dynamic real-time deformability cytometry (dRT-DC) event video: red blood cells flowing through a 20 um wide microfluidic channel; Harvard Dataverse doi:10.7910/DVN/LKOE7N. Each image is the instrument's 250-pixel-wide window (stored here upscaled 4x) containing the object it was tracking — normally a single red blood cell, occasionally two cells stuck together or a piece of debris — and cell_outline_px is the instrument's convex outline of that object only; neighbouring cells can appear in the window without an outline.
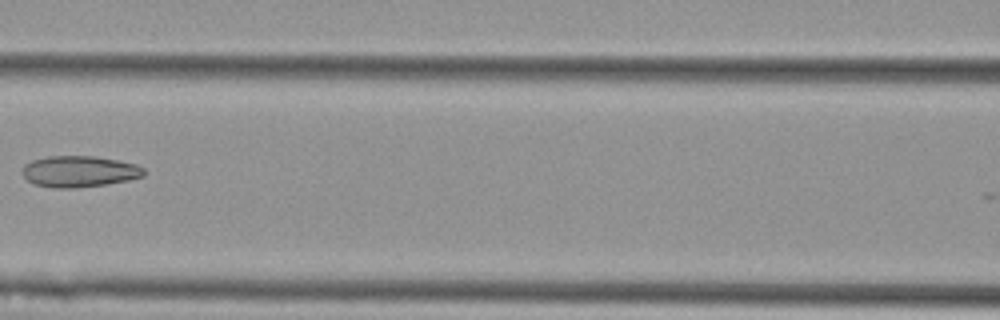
{"species": "Egyptian fruit bat (a non-hibernating species)", "species_latin": "Rousettus aegyptiacus", "temperature_condition": "cold", "stored_images_in_passage": 8, "camera_frame_rate_fps": 3000, "um_per_image_px": 0.085, "animal": {"sex": "female"}, "frame": {"image": 1, "passage_image": 5, "time_ms": 1.333, "image_size_px": [1000, 320], "cell_outline_px": [[144, 176], [128, 180], [104, 184], [72, 188], [56, 188], [36, 184], [28, 180], [24, 176], [24, 164], [32, 160], [48, 156], [96, 156], [136, 164], [144, 168]], "centroid_in_image_um": [6.75, 14.56], "position_along_channel_um": 159.8, "area_um2": 21.85}}
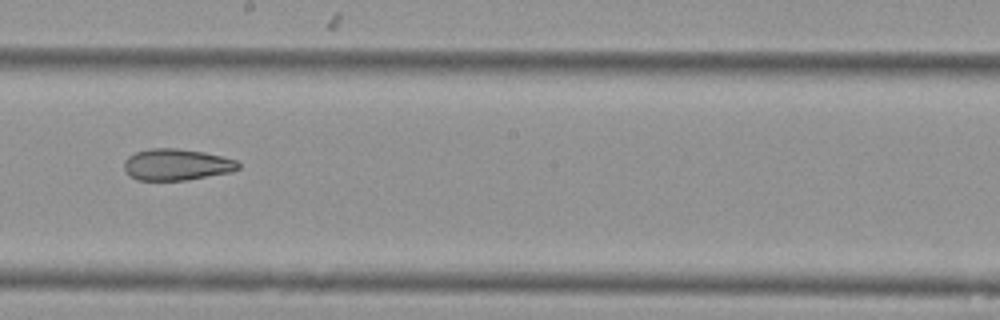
{"frame": {"image": 2, "passage_image": 7, "time_ms": 2.0, "image_size_px": [1000, 320], "cell_outline_px": [[240, 168], [232, 172], [184, 180], [136, 180], [128, 176], [124, 168], [124, 160], [128, 156], [136, 152], [152, 148], [176, 148], [204, 152], [236, 160], [240, 164]], "centroid_in_image_um": [14.99, 13.99], "position_along_channel_um": 233.2, "area_um2": 20.98}}
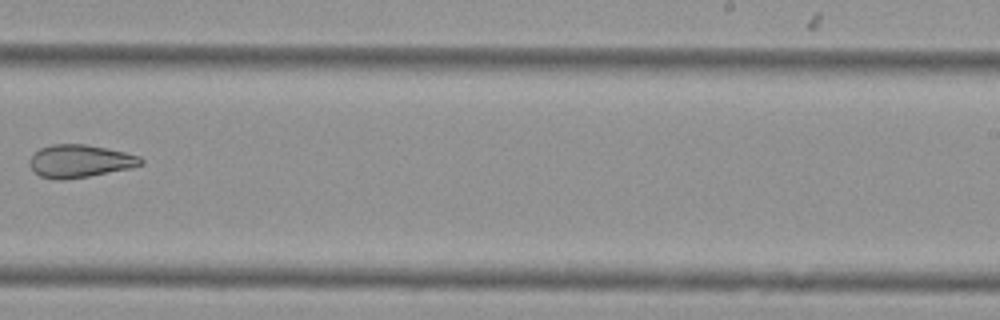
{"frame": {"image": 3, "passage_image": 8, "time_ms": 2.333, "image_size_px": [1000, 320], "cell_outline_px": [[144, 164], [132, 168], [88, 176], [64, 180], [56, 180], [40, 176], [32, 172], [28, 164], [28, 160], [40, 148], [52, 144], [84, 144], [108, 148], [140, 156], [144, 160]], "centroid_in_image_um": [6.78, 13.7], "position_along_channel_um": 282.2, "area_um2": 21.5}}